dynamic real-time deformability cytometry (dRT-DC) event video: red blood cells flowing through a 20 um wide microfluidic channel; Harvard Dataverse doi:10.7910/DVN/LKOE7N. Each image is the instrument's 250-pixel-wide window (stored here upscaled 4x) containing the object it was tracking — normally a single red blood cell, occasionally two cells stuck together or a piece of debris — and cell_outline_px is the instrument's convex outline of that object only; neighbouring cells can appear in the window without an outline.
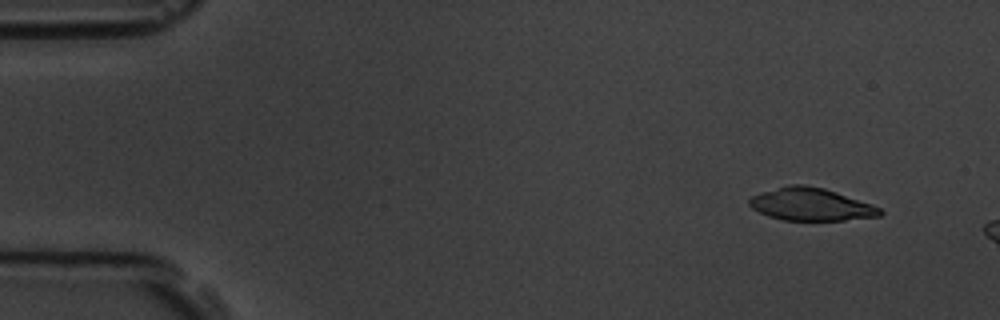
{"species": "common noctule bat (a hibernating species)", "species_latin": "Nyctalus noctula", "temperature_condition": "room temperature", "stored_images_in_passage": 3, "camera_frame_rate_fps": 3000, "um_per_image_px": 0.085, "animal": {"sex": "male", "body_mass_g": 19.5, "forearm_length_mm": 54.6}, "frame": {"image": 1, "passage_image": 1, "time_ms": 0.0, "image_size_px": [1000, 320], "cell_outline_px": [[884, 212], [880, 216], [844, 220], [784, 220], [768, 216], [752, 208], [748, 204], [748, 200], [752, 196], [760, 192], [788, 184], [804, 184], [824, 188], [872, 204], [880, 208]], "centroid_in_image_um": [68.91, 17.36], "position_along_channel_um": 16.1, "area_um2": 24.85}}